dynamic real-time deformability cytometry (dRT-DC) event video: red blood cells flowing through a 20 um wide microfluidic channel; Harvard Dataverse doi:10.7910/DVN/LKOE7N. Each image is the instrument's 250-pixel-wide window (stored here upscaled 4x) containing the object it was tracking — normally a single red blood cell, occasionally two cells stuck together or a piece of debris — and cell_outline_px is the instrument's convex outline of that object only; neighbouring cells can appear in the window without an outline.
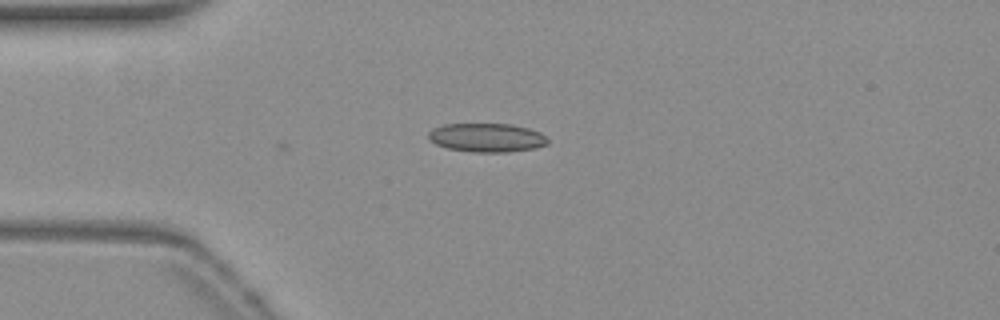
{"species": "common noctule bat (a hibernating species)", "species_latin": "Nyctalus noctula", "temperature_condition": "warm", "stored_images_in_passage": 2, "camera_frame_rate_fps": 3000, "um_per_image_px": 0.085, "animal": {"sex": "female", "body_mass_g": 19.3, "forearm_length_mm": 54.1}, "frame": {"image": 1, "passage_image": 2, "time_ms": 0.333, "image_size_px": [1000, 320], "cell_outline_px": [[548, 144], [536, 148], [508, 152], [472, 152], [448, 148], [436, 144], [428, 136], [428, 132], [432, 128], [444, 124], [512, 124], [528, 128], [540, 132], [548, 140]], "centroid_in_image_um": [41.39, 11.7], "position_along_channel_um": 43.6, "area_um2": 20.0}}